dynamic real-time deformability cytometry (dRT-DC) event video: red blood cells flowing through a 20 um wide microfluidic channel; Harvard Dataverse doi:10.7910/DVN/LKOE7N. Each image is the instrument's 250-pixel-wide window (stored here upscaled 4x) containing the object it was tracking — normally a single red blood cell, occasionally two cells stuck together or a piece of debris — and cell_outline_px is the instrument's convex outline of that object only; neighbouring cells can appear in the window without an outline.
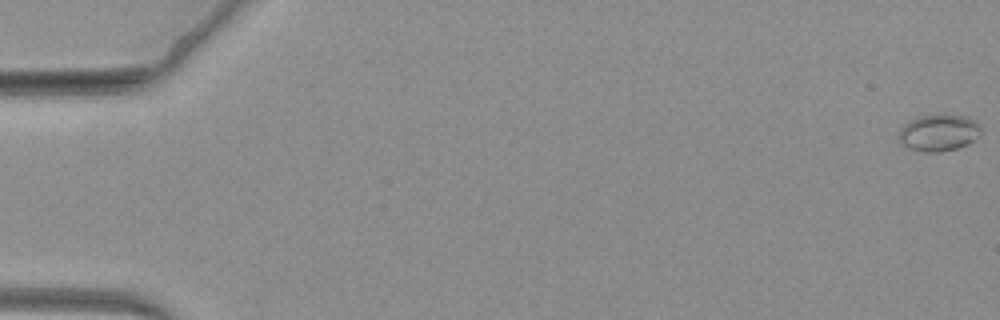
{"species": "common noctule bat (a hibernating species)", "species_latin": "Nyctalus noctula", "temperature_condition": "warm", "stored_images_in_passage": 69, "camera_frame_rate_fps": 3000, "um_per_image_px": 0.085, "animal": {"sex": "female", "body_mass_g": 19.3, "forearm_length_mm": 54.1}, "frame": {"image": 1, "passage_image": 1, "time_ms": 0.0, "image_size_px": [1000, 320], "cell_outline_px": [[980, 136], [968, 144], [956, 148], [940, 152], [924, 152], [908, 148], [900, 140], [900, 128], [904, 124], [920, 116], [936, 112], [948, 112], [968, 116], [980, 124]], "centroid_in_image_um": [79.84, 11.23], "position_along_channel_um": 5.2, "area_um2": 18.09}}
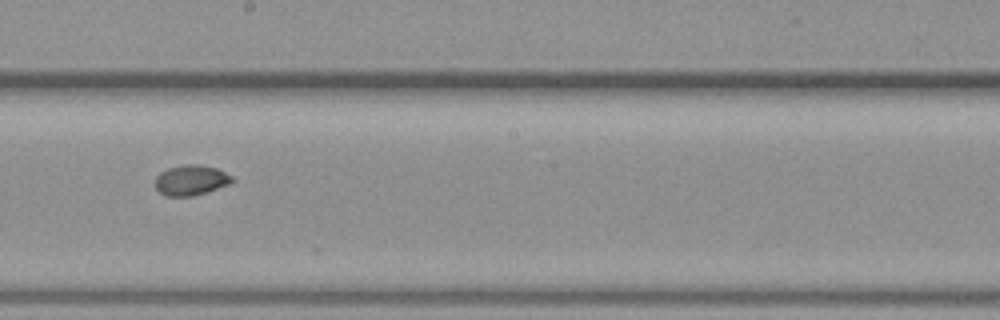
{"frame": {"image": 2, "passage_image": 40, "time_ms": 13.0, "image_size_px": [1000, 320], "cell_outline_px": [[236, 180], [228, 184], [192, 196], [168, 196], [160, 192], [156, 188], [156, 176], [160, 172], [168, 168], [184, 164], [200, 164], [216, 168], [232, 176]], "centroid_in_image_um": [16.23, 15.29], "position_along_channel_um": 232.0, "area_um2": 13.41}}
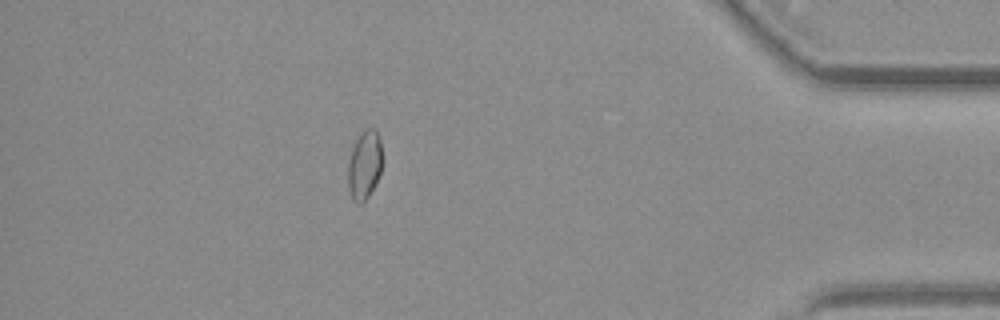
{"frame": {"image": 3, "passage_image": 61, "time_ms": 20.0, "image_size_px": [1000, 320], "cell_outline_px": [[380, 172], [376, 184], [364, 204], [356, 204], [352, 200], [348, 188], [348, 164], [352, 148], [356, 140], [368, 128], [376, 128], [380, 140]], "centroid_in_image_um": [30.96, 14.11], "position_along_channel_um": 404.2, "area_um2": 13.64}}